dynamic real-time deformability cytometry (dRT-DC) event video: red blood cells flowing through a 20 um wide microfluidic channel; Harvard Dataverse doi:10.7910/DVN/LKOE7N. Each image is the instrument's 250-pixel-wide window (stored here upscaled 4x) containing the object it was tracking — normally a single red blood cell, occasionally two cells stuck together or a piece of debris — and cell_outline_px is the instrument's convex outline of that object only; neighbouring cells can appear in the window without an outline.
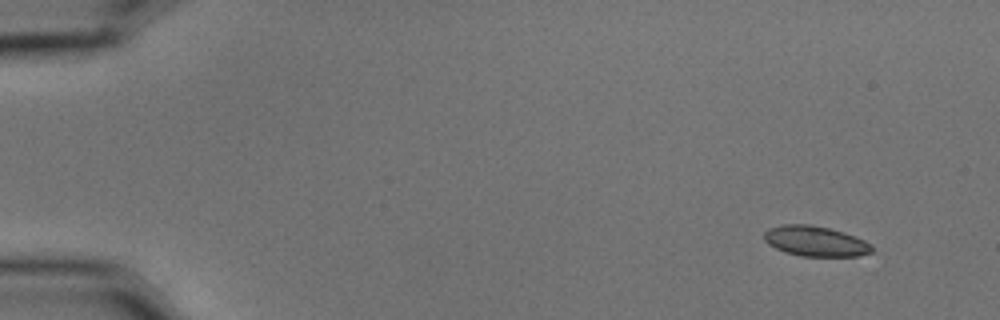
{"species": "common noctule bat (a hibernating species)", "species_latin": "Nyctalus noctula", "temperature_condition": "cold", "stored_images_in_passage": 4, "camera_frame_rate_fps": 3000, "um_per_image_px": 0.085, "animal": {"sex": "male", "body_mass_g": 15.6}, "frame": {"image": 1, "passage_image": 1, "time_ms": 0.0, "image_size_px": [1000, 320], "cell_outline_px": [[872, 252], [860, 256], [800, 256], [784, 252], [768, 244], [764, 240], [764, 232], [768, 228], [784, 224], [812, 224], [844, 232], [864, 240], [872, 244]], "centroid_in_image_um": [69.3, 20.5], "position_along_channel_um": 15.7, "area_um2": 19.13}}
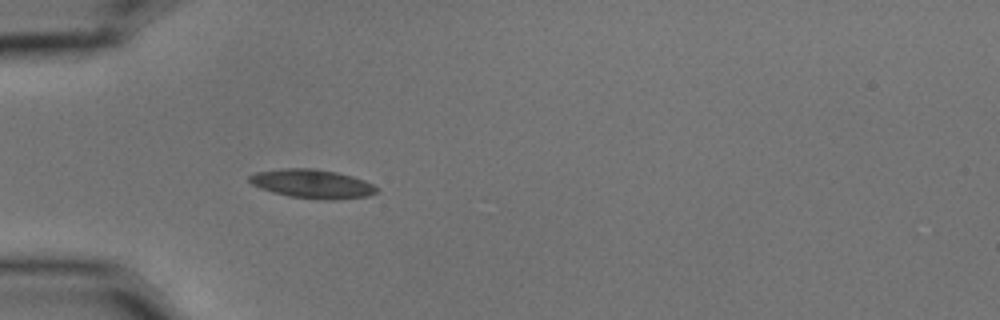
{"frame": {"image": 2, "passage_image": 4, "time_ms": 1.0, "image_size_px": [1000, 320], "cell_outline_px": [[380, 192], [368, 196], [332, 200], [324, 200], [288, 196], [272, 192], [260, 188], [252, 184], [248, 180], [248, 176], [256, 172], [280, 168], [316, 168], [336, 172], [352, 176], [364, 180], [372, 184]], "centroid_in_image_um": [26.53, 15.62], "position_along_channel_um": 58.5, "area_um2": 21.56}}